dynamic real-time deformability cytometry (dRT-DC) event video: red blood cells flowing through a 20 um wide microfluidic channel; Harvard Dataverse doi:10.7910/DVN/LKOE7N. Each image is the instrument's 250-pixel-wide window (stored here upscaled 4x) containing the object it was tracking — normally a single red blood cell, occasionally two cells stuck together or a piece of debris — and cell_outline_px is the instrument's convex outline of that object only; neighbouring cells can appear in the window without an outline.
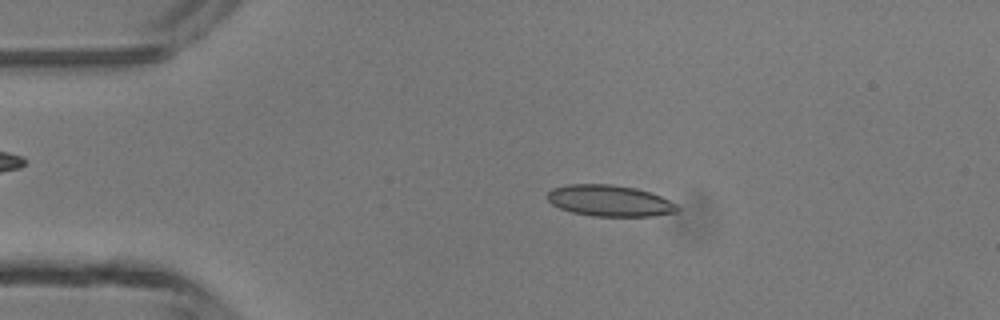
{"species": "common noctule bat (a hibernating species)", "species_latin": "Nyctalus noctula", "temperature_condition": "room temperature", "stored_images_in_passage": 46, "camera_frame_rate_fps": 3000, "um_per_image_px": 0.085, "animal": {"sex": "male", "body_mass_g": 13.3}, "frame": {"image": 1, "passage_image": 9, "time_ms": 2.667, "image_size_px": [1000, 320], "cell_outline_px": [[680, 212], [652, 216], [592, 216], [572, 212], [560, 208], [552, 204], [548, 200], [548, 192], [552, 188], [568, 184], [612, 184], [636, 188], [652, 192], [676, 204], [680, 208]], "centroid_in_image_um": [51.85, 17.06], "position_along_channel_um": 33.2, "area_um2": 23.81}}
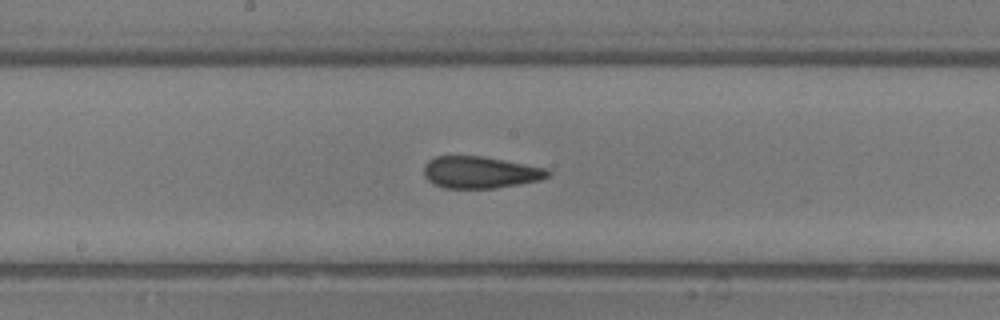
{"frame": {"image": 2, "passage_image": 24, "time_ms": 7.667, "image_size_px": [1000, 320], "cell_outline_px": [[548, 176], [540, 180], [520, 184], [496, 188], [444, 188], [428, 180], [424, 176], [424, 164], [428, 160], [436, 156], [484, 156], [548, 168]], "centroid_in_image_um": [40.81, 14.64], "position_along_channel_um": 207.4, "area_um2": 23.06}}
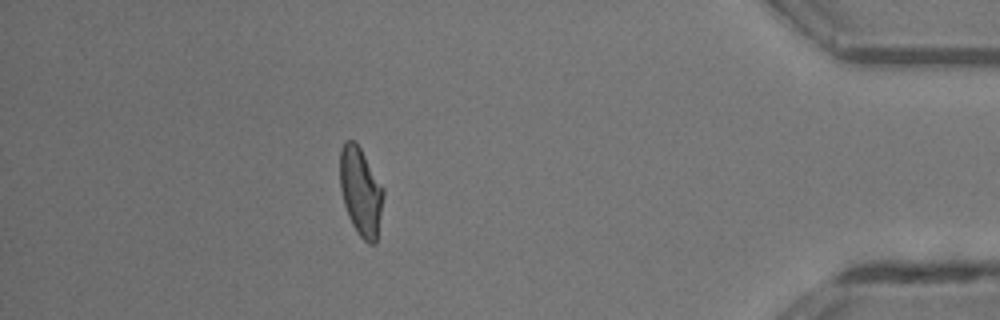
{"frame": {"image": 3, "passage_image": 41, "time_ms": 13.333, "image_size_px": [1000, 320], "cell_outline_px": [[384, 196], [376, 244], [368, 244], [356, 232], [348, 216], [344, 204], [340, 188], [340, 152], [344, 140], [356, 140], [384, 188]], "centroid_in_image_um": [30.67, 16.27], "position_along_channel_um": 404.5, "area_um2": 22.6}, "authors_computed_cell_mechanics": {"area_um2": 23.0622, "velocity_mm_per_s": 4.3659, "shape_relaxation_time_tau1_ms": null, "shape_relaxation_time_tau2_ms": 1.2235, "deformation_change_tau1": null, "deformation_change_tau2": 0.0784}}